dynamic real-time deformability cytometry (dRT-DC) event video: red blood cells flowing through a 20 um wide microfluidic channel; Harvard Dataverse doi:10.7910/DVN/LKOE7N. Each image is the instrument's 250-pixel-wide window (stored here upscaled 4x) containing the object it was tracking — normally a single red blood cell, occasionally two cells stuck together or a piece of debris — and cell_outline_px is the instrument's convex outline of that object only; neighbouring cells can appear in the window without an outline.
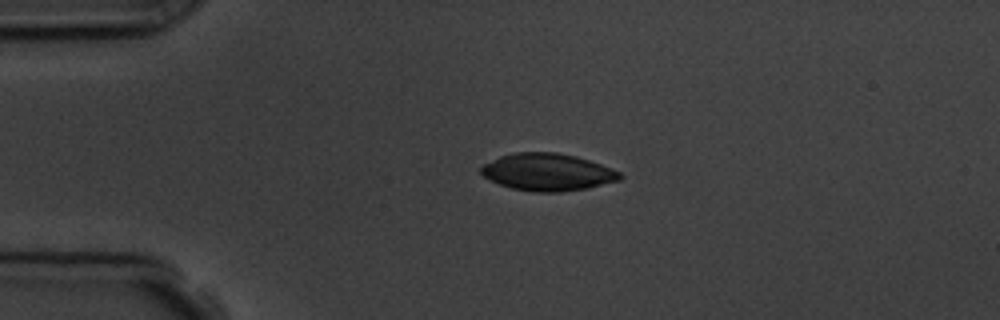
{"species": "common noctule bat (a hibernating species)", "species_latin": "Nyctalus noctula", "temperature_condition": "room temperature", "stored_images_in_passage": 2, "camera_frame_rate_fps": 3000, "um_per_image_px": 0.085, "animal": {"sex": "male", "body_mass_g": 19.5, "forearm_length_mm": 54.6}, "frame": {"image": 1, "passage_image": 1, "time_ms": 0.0, "image_size_px": [1000, 320], "cell_outline_px": [[624, 176], [620, 180], [588, 188], [560, 192], [536, 192], [512, 188], [500, 184], [484, 176], [480, 172], [480, 168], [484, 164], [500, 156], [516, 152], [556, 152], [576, 156], [612, 168], [620, 172]], "centroid_in_image_um": [46.57, 14.63], "position_along_channel_um": 38.4, "area_um2": 30.06}}